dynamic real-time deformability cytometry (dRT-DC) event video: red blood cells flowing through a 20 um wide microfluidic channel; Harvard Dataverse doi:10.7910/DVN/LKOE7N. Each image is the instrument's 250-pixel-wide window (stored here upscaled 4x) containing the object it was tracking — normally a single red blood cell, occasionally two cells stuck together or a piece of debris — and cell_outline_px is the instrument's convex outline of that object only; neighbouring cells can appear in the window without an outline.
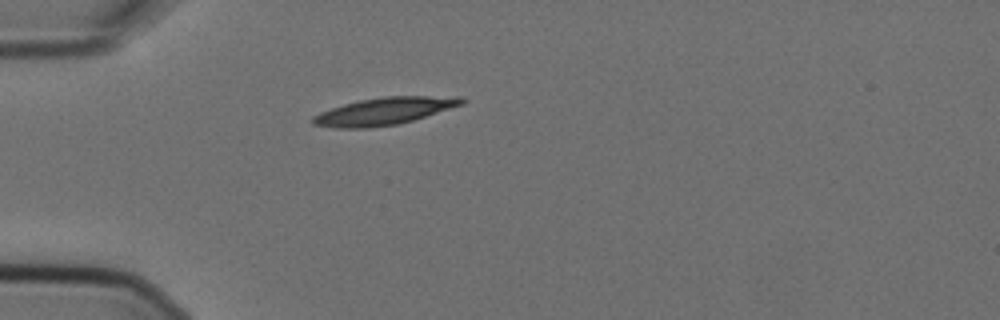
{"species": "Egyptian fruit bat (a non-hibernating species)", "species_latin": "Rousettus aegyptiacus", "temperature_condition": "cold", "stored_images_in_passage": 1, "camera_frame_rate_fps": 3000, "um_per_image_px": 0.085, "animal": {"sex": "female"}, "frame": {"image": 1, "passage_image": 1, "time_ms": 0.0, "image_size_px": [1000, 320], "cell_outline_px": [[468, 100], [464, 104], [400, 124], [368, 128], [332, 128], [312, 124], [312, 116], [320, 112], [344, 104], [360, 100], [384, 96], [464, 96]], "centroid_in_image_um": [32.7, 9.44], "position_along_channel_um": 52.3, "area_um2": 23.87}}